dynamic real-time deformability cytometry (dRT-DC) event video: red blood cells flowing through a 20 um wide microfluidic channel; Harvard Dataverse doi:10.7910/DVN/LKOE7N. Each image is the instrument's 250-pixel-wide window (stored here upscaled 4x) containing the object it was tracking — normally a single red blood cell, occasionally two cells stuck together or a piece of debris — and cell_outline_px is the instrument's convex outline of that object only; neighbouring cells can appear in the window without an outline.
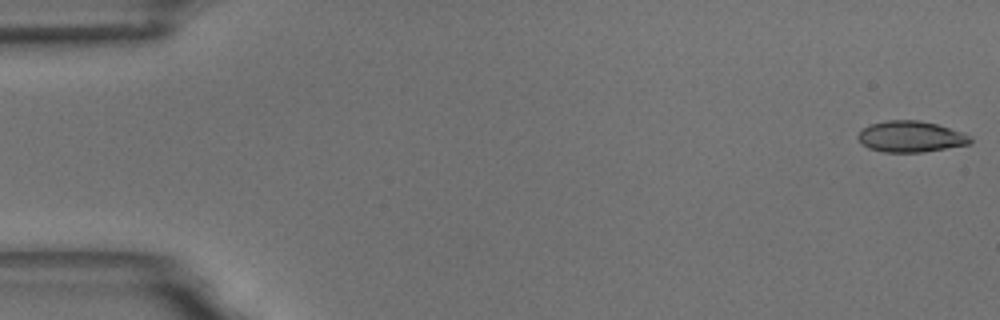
{"species": "common noctule bat (a hibernating species)", "species_latin": "Nyctalus noctula", "temperature_condition": "room temperature", "stored_images_in_passage": 11, "camera_frame_rate_fps": 3000, "um_per_image_px": 0.085, "animal": {"sex": "male", "body_mass_g": 18.8}, "frame": {"image": 1, "passage_image": 1, "time_ms": 0.0, "image_size_px": [1000, 320], "cell_outline_px": [[972, 140], [968, 144], [924, 152], [884, 152], [868, 148], [856, 136], [864, 128], [872, 124], [888, 120], [920, 120], [936, 124], [964, 132], [972, 136]], "centroid_in_image_um": [77.45, 11.61], "position_along_channel_um": 7.6, "area_um2": 20.23}}
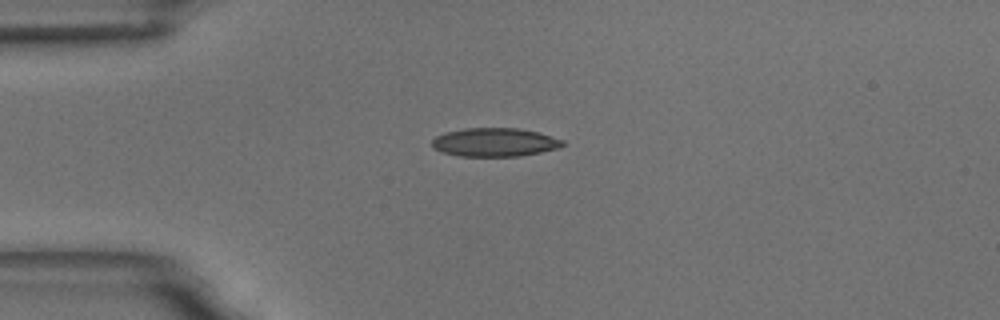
{"frame": {"image": 2, "passage_image": 4, "time_ms": 4.333, "image_size_px": [1000, 320], "cell_outline_px": [[564, 144], [560, 148], [520, 156], [460, 156], [444, 152], [432, 148], [432, 140], [436, 136], [444, 132], [464, 128], [520, 128], [536, 132], [564, 140]], "centroid_in_image_um": [42.04, 12.09], "position_along_channel_um": 43.0, "area_um2": 21.73}}